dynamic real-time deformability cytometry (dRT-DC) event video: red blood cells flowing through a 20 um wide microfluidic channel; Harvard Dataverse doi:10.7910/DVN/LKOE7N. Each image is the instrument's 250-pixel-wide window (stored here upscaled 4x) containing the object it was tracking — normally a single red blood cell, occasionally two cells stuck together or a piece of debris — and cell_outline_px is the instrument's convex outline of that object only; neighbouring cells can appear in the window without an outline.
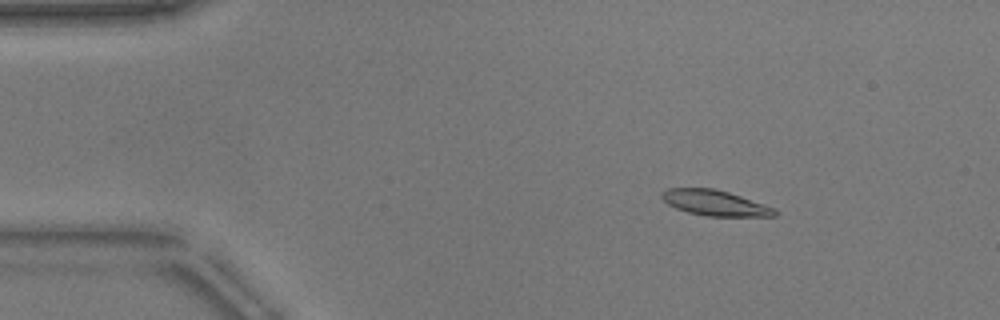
{"species": "common noctule bat (a hibernating species)", "species_latin": "Nyctalus noctula", "temperature_condition": "warm", "stored_images_in_passage": 49, "segment_of_instrument_passage": [1, 2], "camera_frame_rate_fps": 3000, "um_per_image_px": 0.085, "animal": {"sex": "male", "body_mass_g": 17.9}, "frame": {"image": 1, "passage_image": 3, "time_ms": 0.667, "image_size_px": [1000, 320], "cell_outline_px": [[776, 216], [708, 216], [688, 212], [676, 208], [668, 204], [660, 196], [660, 192], [668, 188], [712, 188], [728, 192], [776, 208]], "centroid_in_image_um": [60.75, 17.24], "position_along_channel_um": 24.3, "area_um2": 16.65}}
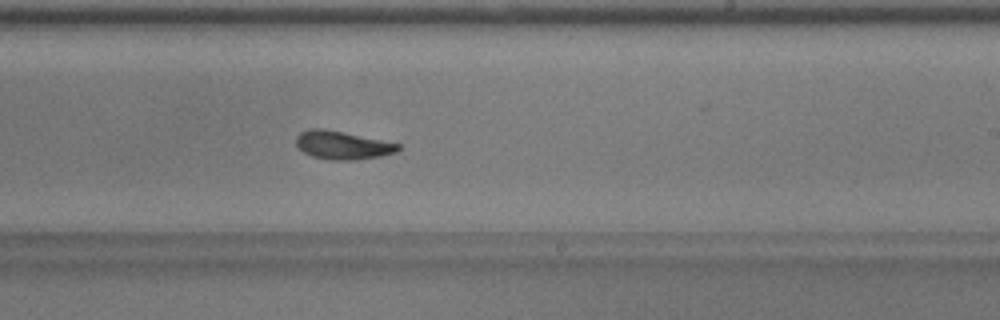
{"frame": {"image": 2, "passage_image": 27, "time_ms": 8.667, "image_size_px": [1000, 320], "cell_outline_px": [[400, 148], [396, 152], [380, 156], [356, 160], [328, 160], [312, 156], [304, 152], [296, 144], [296, 136], [300, 132], [312, 128], [324, 128], [344, 132], [400, 144]], "centroid_in_image_um": [29.09, 12.34], "position_along_channel_um": 259.9, "area_um2": 16.76}}
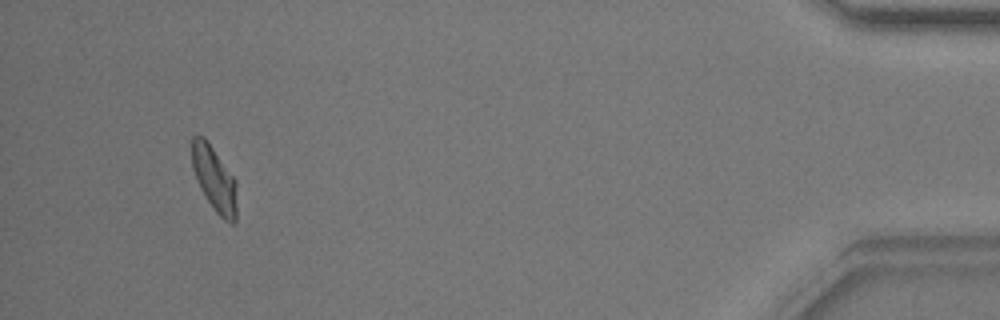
{"frame": {"image": 3, "passage_image": 45, "time_ms": 14.667, "image_size_px": [1000, 320], "cell_outline_px": [[236, 220], [232, 224], [224, 220], [216, 212], [200, 188], [192, 168], [192, 136], [204, 136], [236, 180]], "centroid_in_image_um": [18.22, 15.21], "position_along_channel_um": 417.0, "area_um2": 16.82}}